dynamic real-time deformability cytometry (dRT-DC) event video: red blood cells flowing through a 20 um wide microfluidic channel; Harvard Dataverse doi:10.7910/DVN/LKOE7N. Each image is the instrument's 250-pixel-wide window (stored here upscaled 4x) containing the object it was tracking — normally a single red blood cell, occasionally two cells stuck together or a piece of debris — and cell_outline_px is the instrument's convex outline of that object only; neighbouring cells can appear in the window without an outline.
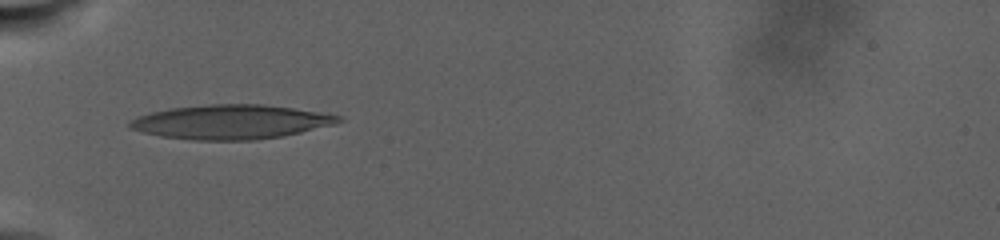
{"species": "human", "species_latin": "Homo sapiens", "temperature_condition": "warm", "stored_images_in_passage": 35, "camera_frame_rate_fps": 3000, "um_per_image_px": 0.085, "donor": {"sex": "male"}, "frame": {"image": 1, "passage_image": 1, "time_ms": 0.0, "image_size_px": [1000, 240], "cell_outline_px": [[344, 120], [336, 124], [300, 132], [280, 136], [256, 140], [192, 140], [160, 136], [128, 128], [128, 124], [136, 116], [152, 112], [172, 108], [212, 104], [260, 104], [328, 112], [340, 116]], "centroid_in_image_um": [19.67, 10.36], "position_along_channel_um": 65.3, "area_um2": 41.73}}
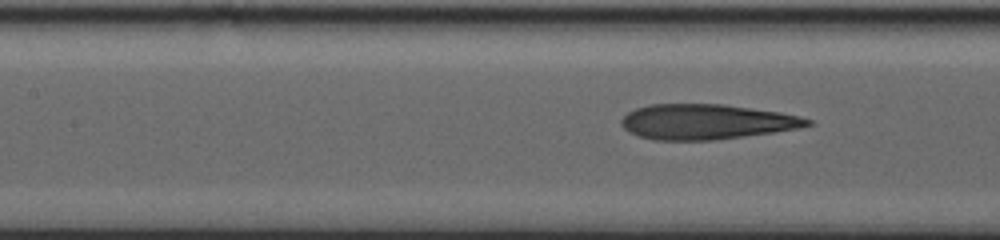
{"frame": {"image": 2, "passage_image": 23, "time_ms": 4.0, "image_size_px": [1000, 240], "cell_outline_px": [[812, 124], [800, 128], [744, 136], [712, 140], [656, 140], [640, 136], [628, 132], [620, 124], [620, 120], [628, 112], [636, 108], [648, 104], [724, 104], [780, 112], [800, 116], [812, 120]], "centroid_in_image_um": [60.02, 10.34], "position_along_channel_um": 147.4, "area_um2": 38.09}}
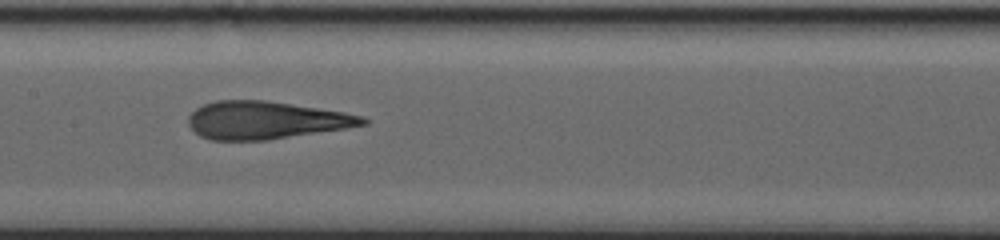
{"frame": {"image": 3, "passage_image": 34, "time_ms": 5.667, "image_size_px": [1000, 240], "cell_outline_px": [[372, 120], [368, 124], [348, 128], [268, 140], [212, 140], [200, 136], [188, 124], [188, 116], [196, 108], [204, 104], [216, 100], [264, 100], [344, 112], [364, 116]], "centroid_in_image_um": [22.63, 10.22], "position_along_channel_um": 184.8, "area_um2": 38.38}}